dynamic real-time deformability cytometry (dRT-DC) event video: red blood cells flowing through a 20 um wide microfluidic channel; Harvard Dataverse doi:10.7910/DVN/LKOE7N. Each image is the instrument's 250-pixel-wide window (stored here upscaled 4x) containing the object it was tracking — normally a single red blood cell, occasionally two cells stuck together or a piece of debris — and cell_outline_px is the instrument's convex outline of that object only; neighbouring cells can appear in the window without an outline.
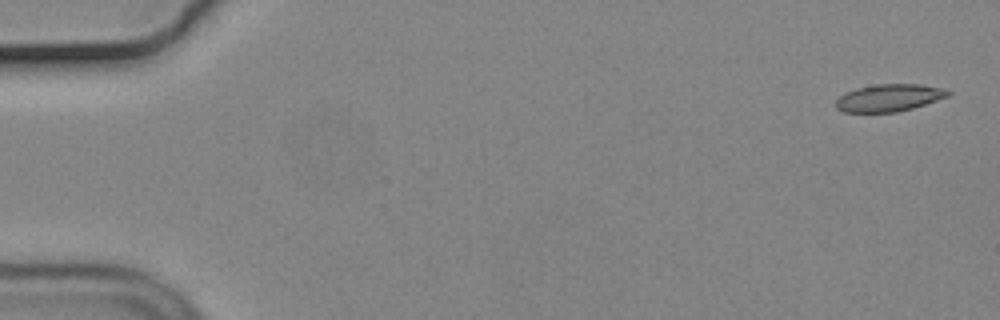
{"species": "common noctule bat (a hibernating species)", "species_latin": "Nyctalus noctula", "temperature_condition": "cold", "stored_images_in_passage": 15, "camera_frame_rate_fps": 3000, "um_per_image_px": 0.085, "animal": {"sex": "male", "body_mass_g": 19.2, "forearm_length_mm": 51.8}, "frame": {"image": 1, "passage_image": 1, "time_ms": 0.0, "image_size_px": [1000, 320], "cell_outline_px": [[952, 92], [948, 96], [912, 108], [896, 112], [844, 112], [836, 108], [836, 100], [844, 92], [856, 88], [876, 84], [920, 84], [944, 88]], "centroid_in_image_um": [75.55, 8.3], "position_along_channel_um": 9.4, "area_um2": 17.8}}
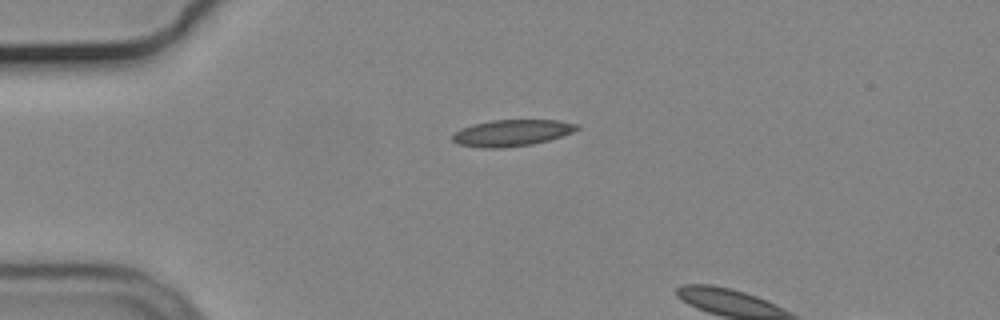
{"frame": {"image": 2, "passage_image": 13, "time_ms": 4.0, "image_size_px": [1000, 320], "cell_outline_px": [[580, 128], [572, 132], [548, 140], [532, 144], [504, 148], [480, 148], [456, 144], [452, 140], [452, 136], [460, 128], [472, 124], [492, 120], [560, 120], [580, 124]], "centroid_in_image_um": [43.48, 11.29], "position_along_channel_um": 41.5, "area_um2": 19.36}}